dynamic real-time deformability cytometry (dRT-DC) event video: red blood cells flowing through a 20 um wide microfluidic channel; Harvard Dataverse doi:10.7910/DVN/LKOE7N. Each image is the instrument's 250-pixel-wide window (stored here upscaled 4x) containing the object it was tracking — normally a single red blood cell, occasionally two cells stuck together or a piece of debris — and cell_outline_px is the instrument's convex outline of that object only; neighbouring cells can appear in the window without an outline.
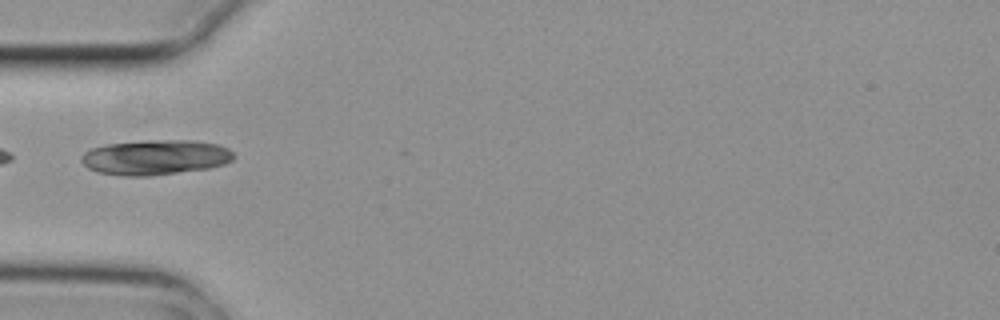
{"species": "common noctule bat (a hibernating species)", "species_latin": "Nyctalus noctula", "temperature_condition": "cold", "stored_images_in_passage": 2, "camera_frame_rate_fps": 3000, "um_per_image_px": 0.085, "animal": {"sex": "female", "body_mass_g": 29.2, "forearm_length_mm": 56.3}, "frame": {"image": 1, "passage_image": 2, "time_ms": 0.333, "image_size_px": [1000, 320], "cell_outline_px": [[236, 156], [232, 160], [224, 164], [208, 168], [148, 176], [124, 176], [96, 172], [88, 168], [80, 160], [80, 156], [84, 152], [92, 148], [104, 144], [144, 140], [192, 140], [220, 144], [228, 148]], "centroid_in_image_um": [13.19, 13.36], "position_along_channel_um": 71.8, "area_um2": 31.39}}